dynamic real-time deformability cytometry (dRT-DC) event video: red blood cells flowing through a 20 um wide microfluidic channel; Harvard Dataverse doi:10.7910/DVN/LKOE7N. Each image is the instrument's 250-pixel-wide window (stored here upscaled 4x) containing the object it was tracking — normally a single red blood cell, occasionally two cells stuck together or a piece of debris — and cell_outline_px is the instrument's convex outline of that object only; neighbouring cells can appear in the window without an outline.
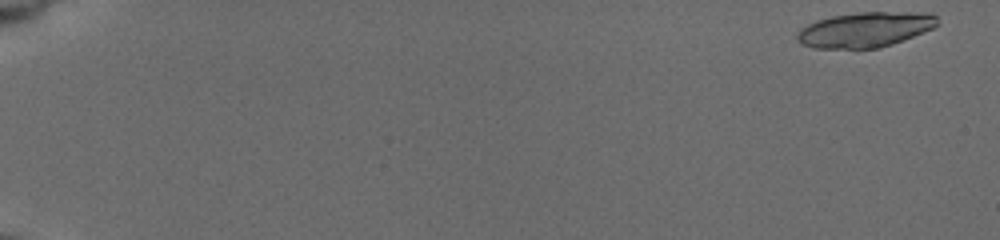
{"species": "common noctule bat (a hibernating species)", "species_latin": "Nyctalus noctula", "temperature_condition": "cold", "stored_images_in_passage": 26, "camera_frame_rate_fps": 3000, "um_per_image_px": 0.085, "animal": {"sex": "female", "body_mass_g": 19.5, "forearm_length_mm": 54.1}, "frame": {"image": 1, "passage_image": 1, "time_ms": 0.0, "image_size_px": [1000, 240], "cell_outline_px": [[940, 24], [932, 28], [892, 44], [880, 48], [812, 48], [800, 44], [796, 40], [796, 32], [800, 28], [816, 20], [832, 16], [860, 12], [932, 12], [936, 16]], "centroid_in_image_um": [73.51, 2.51], "position_along_channel_um": 11.5, "area_um2": 28.9}}
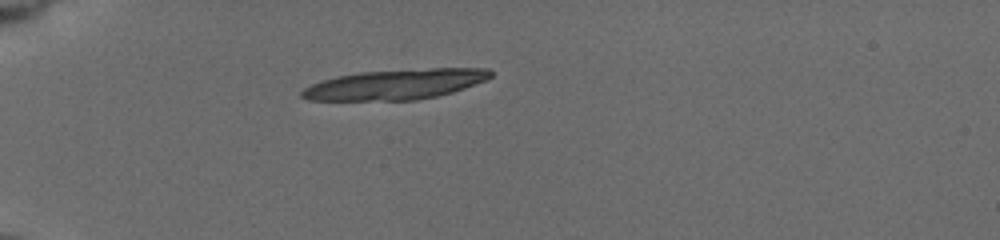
{"frame": {"image": 2, "passage_image": 14, "time_ms": 5.333, "image_size_px": [1000, 240], "cell_outline_px": [[492, 76], [484, 80], [464, 88], [452, 92], [436, 96], [416, 100], [308, 100], [300, 96], [300, 92], [304, 88], [312, 84], [336, 76], [360, 72], [432, 68], [488, 68], [492, 72]], "centroid_in_image_um": [33.6, 7.17], "position_along_channel_um": 51.4, "area_um2": 32.95}}
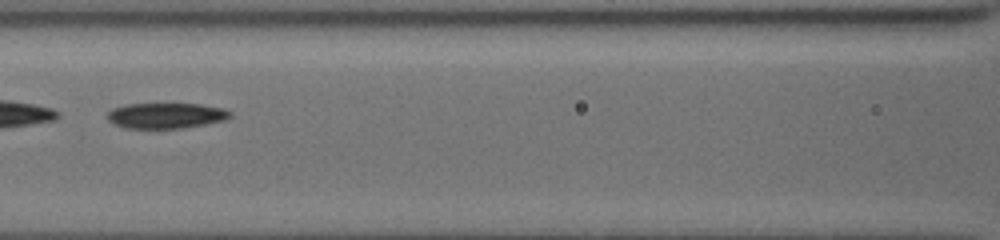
{"frame": {"image": 3, "passage_image": 25, "time_ms": 9.0, "image_size_px": [1000, 240], "cell_outline_px": [[232, 116], [228, 120], [184, 128], [124, 128], [108, 120], [108, 112], [112, 108], [124, 104], [200, 104], [224, 108], [232, 112]], "centroid_in_image_um": [14.16, 9.82], "position_along_channel_um": 152.4, "area_um2": 18.44}}